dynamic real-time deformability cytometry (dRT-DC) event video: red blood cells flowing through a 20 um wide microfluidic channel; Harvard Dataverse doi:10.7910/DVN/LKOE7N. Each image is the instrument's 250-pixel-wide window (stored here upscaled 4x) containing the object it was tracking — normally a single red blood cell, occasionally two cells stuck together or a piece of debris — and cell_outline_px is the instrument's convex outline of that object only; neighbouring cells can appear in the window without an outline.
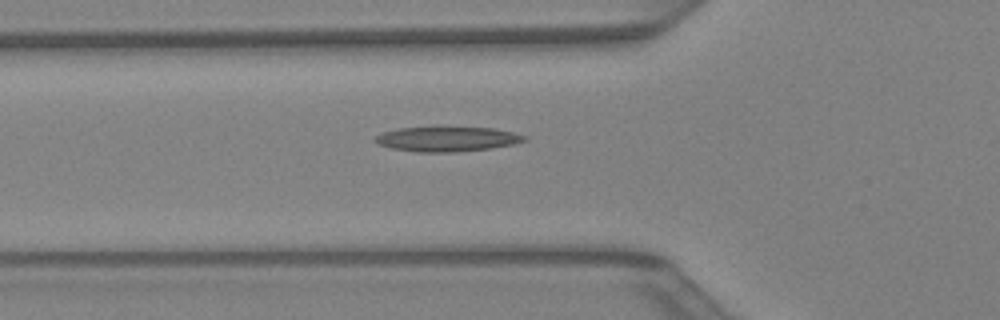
{"species": "Egyptian fruit bat (a non-hibernating species)", "species_latin": "Rousettus aegyptiacus", "temperature_condition": "warm", "stored_images_in_passage": 26, "camera_frame_rate_fps": 3000, "um_per_image_px": 0.085, "animal": {"sex": "female"}, "frame": {"image": 1, "passage_image": 3, "time_ms": 0.667, "image_size_px": [1000, 320], "cell_outline_px": [[528, 140], [512, 144], [492, 148], [456, 152], [416, 152], [392, 148], [380, 144], [372, 140], [376, 136], [384, 132], [400, 128], [496, 128], [528, 136]], "centroid_in_image_um": [38.05, 11.83], "position_along_channel_um": 87.8, "area_um2": 21.27}}
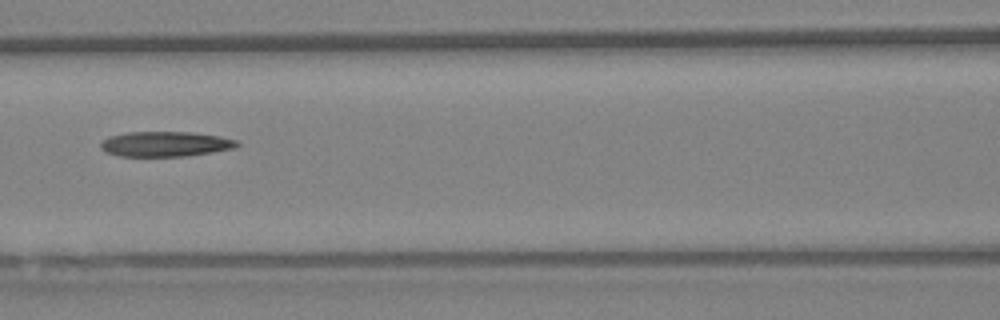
{"frame": {"image": 2, "passage_image": 7, "time_ms": 2.0, "image_size_px": [1000, 320], "cell_outline_px": [[240, 144], [232, 148], [212, 152], [188, 156], [120, 156], [104, 152], [100, 148], [100, 144], [108, 136], [128, 132], [192, 132], [220, 136], [236, 140]], "centroid_in_image_um": [14.02, 12.24], "position_along_channel_um": 152.6, "area_um2": 19.94}}
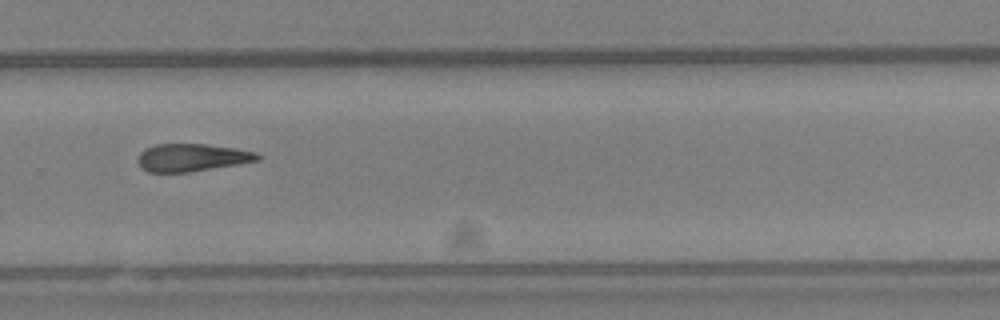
{"frame": {"image": 3, "passage_image": 17, "time_ms": 5.333, "image_size_px": [1000, 320], "cell_outline_px": [[260, 160], [188, 172], [148, 172], [140, 168], [136, 160], [140, 152], [144, 148], [156, 144], [204, 144], [236, 148], [256, 152], [260, 156]], "centroid_in_image_um": [16.25, 13.38], "position_along_channel_um": 313.5, "area_um2": 19.31}}